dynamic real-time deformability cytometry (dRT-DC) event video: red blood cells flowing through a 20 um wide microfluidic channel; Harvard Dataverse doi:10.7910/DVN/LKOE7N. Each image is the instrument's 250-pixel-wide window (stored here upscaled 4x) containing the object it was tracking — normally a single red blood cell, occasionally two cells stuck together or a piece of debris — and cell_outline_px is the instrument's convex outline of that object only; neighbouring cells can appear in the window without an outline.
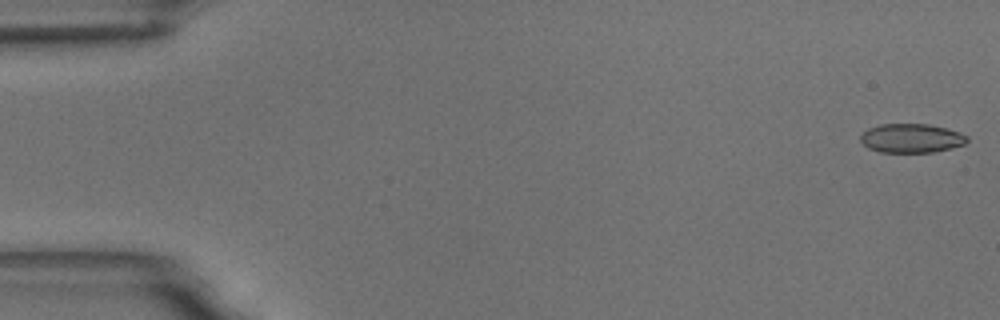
{"species": "common noctule bat (a hibernating species)", "species_latin": "Nyctalus noctula", "temperature_condition": "room temperature", "stored_images_in_passage": 49, "camera_frame_rate_fps": 3000, "um_per_image_px": 0.085, "animal": {"sex": "male", "body_mass_g": 18.8}, "frame": {"image": 1, "passage_image": 1, "time_ms": 0.0, "image_size_px": [1000, 320], "cell_outline_px": [[968, 140], [964, 144], [952, 148], [932, 152], [880, 152], [868, 148], [860, 140], [860, 136], [868, 128], [880, 124], [928, 124], [960, 132], [968, 136]], "centroid_in_image_um": [77.46, 11.75], "position_along_channel_um": 7.5, "area_um2": 17.98}}
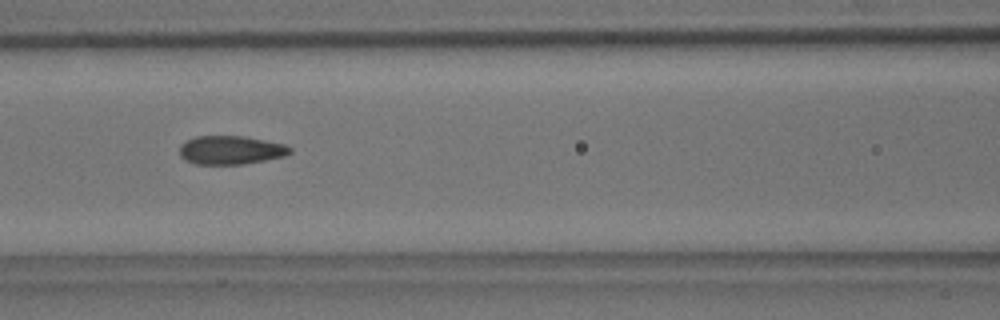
{"frame": {"image": 2, "passage_image": 24, "time_ms": 7.667, "image_size_px": [1000, 320], "cell_outline_px": [[292, 152], [284, 156], [244, 164], [196, 164], [184, 160], [180, 156], [180, 144], [196, 136], [244, 136], [284, 144], [292, 148]], "centroid_in_image_um": [19.6, 12.76], "position_along_channel_um": 147.0, "area_um2": 18.38}}
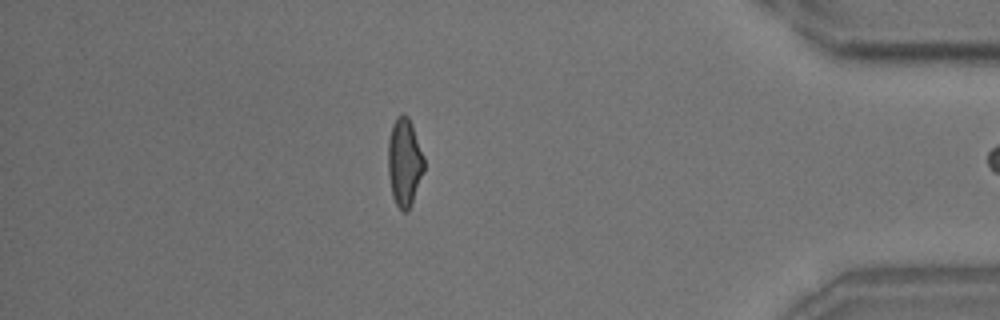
{"frame": {"image": 3, "passage_image": 48, "time_ms": 15.667, "image_size_px": [1000, 320], "cell_outline_px": [[424, 168], [408, 212], [404, 212], [396, 204], [392, 196], [388, 176], [388, 140], [392, 124], [396, 116], [404, 112], [408, 116], [412, 124], [424, 156]], "centroid_in_image_um": [34.35, 13.74], "position_along_channel_um": 400.8, "area_um2": 18.5}}